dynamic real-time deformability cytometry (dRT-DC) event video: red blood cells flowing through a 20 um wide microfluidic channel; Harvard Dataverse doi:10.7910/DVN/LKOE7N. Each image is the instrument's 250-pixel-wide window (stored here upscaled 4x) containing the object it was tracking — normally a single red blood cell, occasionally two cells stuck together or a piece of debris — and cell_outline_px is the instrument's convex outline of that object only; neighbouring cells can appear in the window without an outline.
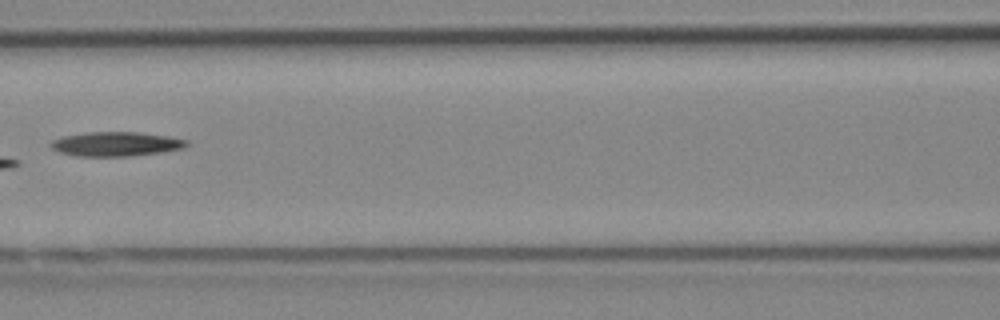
{"species": "Egyptian fruit bat (a non-hibernating species)", "species_latin": "Rousettus aegyptiacus", "temperature_condition": "cold", "stored_images_in_passage": 6, "camera_frame_rate_fps": 3000, "um_per_image_px": 0.085, "animal": {"sex": "female"}, "frame": {"image": 1, "passage_image": 5, "time_ms": 1.333, "image_size_px": [1000, 320], "cell_outline_px": [[188, 144], [184, 148], [164, 152], [132, 156], [76, 156], [60, 152], [52, 148], [48, 144], [52, 140], [60, 136], [84, 132], [136, 132], [168, 136], [188, 140]], "centroid_in_image_um": [9.84, 12.24], "position_along_channel_um": 156.8, "area_um2": 19.48}}
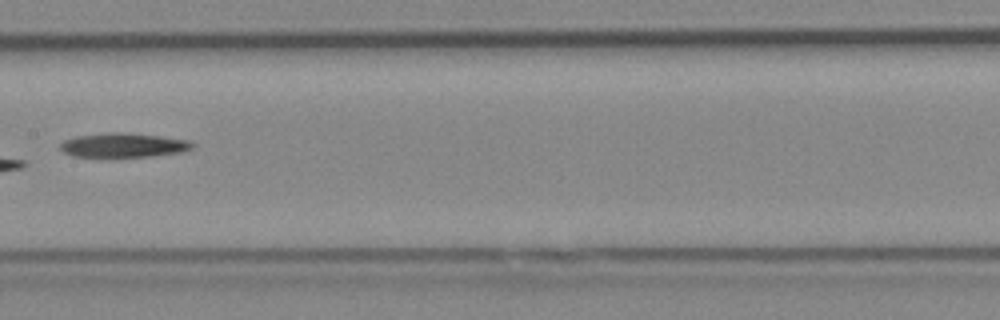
{"frame": {"image": 2, "passage_image": 6, "time_ms": 1.667, "image_size_px": [1000, 320], "cell_outline_px": [[196, 144], [192, 148], [180, 152], [152, 156], [112, 160], [72, 156], [64, 152], [60, 148], [60, 144], [64, 140], [76, 136], [108, 132], [120, 132], [160, 136], [188, 140]], "centroid_in_image_um": [10.43, 12.39], "position_along_channel_um": 197.0, "area_um2": 19.59}}